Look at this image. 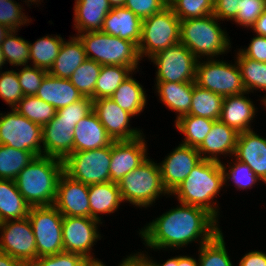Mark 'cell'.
<instances>
[{
  "mask_svg": "<svg viewBox=\"0 0 266 266\" xmlns=\"http://www.w3.org/2000/svg\"><path fill=\"white\" fill-rule=\"evenodd\" d=\"M179 204L139 229L145 246L153 250L180 249L192 242L200 246L221 231L218 220L204 208Z\"/></svg>",
  "mask_w": 266,
  "mask_h": 266,
  "instance_id": "1",
  "label": "cell"
},
{
  "mask_svg": "<svg viewBox=\"0 0 266 266\" xmlns=\"http://www.w3.org/2000/svg\"><path fill=\"white\" fill-rule=\"evenodd\" d=\"M224 186L221 162L202 159L170 196L181 204L204 208L218 220L220 208L214 198Z\"/></svg>",
  "mask_w": 266,
  "mask_h": 266,
  "instance_id": "2",
  "label": "cell"
},
{
  "mask_svg": "<svg viewBox=\"0 0 266 266\" xmlns=\"http://www.w3.org/2000/svg\"><path fill=\"white\" fill-rule=\"evenodd\" d=\"M64 173L63 161L36 156L15 178L18 191L31 206L54 205L58 183Z\"/></svg>",
  "mask_w": 266,
  "mask_h": 266,
  "instance_id": "3",
  "label": "cell"
},
{
  "mask_svg": "<svg viewBox=\"0 0 266 266\" xmlns=\"http://www.w3.org/2000/svg\"><path fill=\"white\" fill-rule=\"evenodd\" d=\"M213 14L181 21L180 42L199 60L217 58L231 48L227 31ZM202 57V58H201Z\"/></svg>",
  "mask_w": 266,
  "mask_h": 266,
  "instance_id": "4",
  "label": "cell"
},
{
  "mask_svg": "<svg viewBox=\"0 0 266 266\" xmlns=\"http://www.w3.org/2000/svg\"><path fill=\"white\" fill-rule=\"evenodd\" d=\"M82 41L87 59L100 65H121L132 68L135 73L141 61L138 46L131 41L121 39L101 31L76 34ZM137 69V71H136Z\"/></svg>",
  "mask_w": 266,
  "mask_h": 266,
  "instance_id": "5",
  "label": "cell"
},
{
  "mask_svg": "<svg viewBox=\"0 0 266 266\" xmlns=\"http://www.w3.org/2000/svg\"><path fill=\"white\" fill-rule=\"evenodd\" d=\"M148 157L118 183L123 202L134 207H151L161 195H168L161 181L159 163Z\"/></svg>",
  "mask_w": 266,
  "mask_h": 266,
  "instance_id": "6",
  "label": "cell"
},
{
  "mask_svg": "<svg viewBox=\"0 0 266 266\" xmlns=\"http://www.w3.org/2000/svg\"><path fill=\"white\" fill-rule=\"evenodd\" d=\"M181 21L170 6L142 20L138 51L141 60L180 42ZM145 55V56H144Z\"/></svg>",
  "mask_w": 266,
  "mask_h": 266,
  "instance_id": "7",
  "label": "cell"
},
{
  "mask_svg": "<svg viewBox=\"0 0 266 266\" xmlns=\"http://www.w3.org/2000/svg\"><path fill=\"white\" fill-rule=\"evenodd\" d=\"M28 218L35 236L37 258L64 252L63 215L54 205L30 207Z\"/></svg>",
  "mask_w": 266,
  "mask_h": 266,
  "instance_id": "8",
  "label": "cell"
},
{
  "mask_svg": "<svg viewBox=\"0 0 266 266\" xmlns=\"http://www.w3.org/2000/svg\"><path fill=\"white\" fill-rule=\"evenodd\" d=\"M195 84L223 97L246 93L237 62L215 58L198 60Z\"/></svg>",
  "mask_w": 266,
  "mask_h": 266,
  "instance_id": "9",
  "label": "cell"
},
{
  "mask_svg": "<svg viewBox=\"0 0 266 266\" xmlns=\"http://www.w3.org/2000/svg\"><path fill=\"white\" fill-rule=\"evenodd\" d=\"M111 144L109 146L72 152L64 161V172L86 185L110 182Z\"/></svg>",
  "mask_w": 266,
  "mask_h": 266,
  "instance_id": "10",
  "label": "cell"
},
{
  "mask_svg": "<svg viewBox=\"0 0 266 266\" xmlns=\"http://www.w3.org/2000/svg\"><path fill=\"white\" fill-rule=\"evenodd\" d=\"M150 60L157 66L156 82L195 81L199 59L181 42L157 52Z\"/></svg>",
  "mask_w": 266,
  "mask_h": 266,
  "instance_id": "11",
  "label": "cell"
},
{
  "mask_svg": "<svg viewBox=\"0 0 266 266\" xmlns=\"http://www.w3.org/2000/svg\"><path fill=\"white\" fill-rule=\"evenodd\" d=\"M0 144L42 156V127L15 109L0 113Z\"/></svg>",
  "mask_w": 266,
  "mask_h": 266,
  "instance_id": "12",
  "label": "cell"
},
{
  "mask_svg": "<svg viewBox=\"0 0 266 266\" xmlns=\"http://www.w3.org/2000/svg\"><path fill=\"white\" fill-rule=\"evenodd\" d=\"M0 252L30 266L37 259L34 232L28 217L0 223Z\"/></svg>",
  "mask_w": 266,
  "mask_h": 266,
  "instance_id": "13",
  "label": "cell"
},
{
  "mask_svg": "<svg viewBox=\"0 0 266 266\" xmlns=\"http://www.w3.org/2000/svg\"><path fill=\"white\" fill-rule=\"evenodd\" d=\"M99 222L90 217L63 216L62 238L64 252L79 254L90 260H98L92 253V247L101 234L98 231ZM98 225V226H97Z\"/></svg>",
  "mask_w": 266,
  "mask_h": 266,
  "instance_id": "14",
  "label": "cell"
},
{
  "mask_svg": "<svg viewBox=\"0 0 266 266\" xmlns=\"http://www.w3.org/2000/svg\"><path fill=\"white\" fill-rule=\"evenodd\" d=\"M201 160L197 148L181 143L165 156L159 166L162 184L169 195L181 185Z\"/></svg>",
  "mask_w": 266,
  "mask_h": 266,
  "instance_id": "15",
  "label": "cell"
},
{
  "mask_svg": "<svg viewBox=\"0 0 266 266\" xmlns=\"http://www.w3.org/2000/svg\"><path fill=\"white\" fill-rule=\"evenodd\" d=\"M93 111L113 141L133 140L144 135L142 130L130 127L134 116L120 108L110 97L93 100Z\"/></svg>",
  "mask_w": 266,
  "mask_h": 266,
  "instance_id": "16",
  "label": "cell"
},
{
  "mask_svg": "<svg viewBox=\"0 0 266 266\" xmlns=\"http://www.w3.org/2000/svg\"><path fill=\"white\" fill-rule=\"evenodd\" d=\"M144 135L133 140H120L111 143L110 182L120 180L140 166L148 156Z\"/></svg>",
  "mask_w": 266,
  "mask_h": 266,
  "instance_id": "17",
  "label": "cell"
},
{
  "mask_svg": "<svg viewBox=\"0 0 266 266\" xmlns=\"http://www.w3.org/2000/svg\"><path fill=\"white\" fill-rule=\"evenodd\" d=\"M88 187L64 172L58 183L54 206L63 216L90 217Z\"/></svg>",
  "mask_w": 266,
  "mask_h": 266,
  "instance_id": "18",
  "label": "cell"
},
{
  "mask_svg": "<svg viewBox=\"0 0 266 266\" xmlns=\"http://www.w3.org/2000/svg\"><path fill=\"white\" fill-rule=\"evenodd\" d=\"M75 121L54 118L42 127V156L64 161L74 152Z\"/></svg>",
  "mask_w": 266,
  "mask_h": 266,
  "instance_id": "19",
  "label": "cell"
},
{
  "mask_svg": "<svg viewBox=\"0 0 266 266\" xmlns=\"http://www.w3.org/2000/svg\"><path fill=\"white\" fill-rule=\"evenodd\" d=\"M233 157L247 164L266 184V138L253 130L239 133Z\"/></svg>",
  "mask_w": 266,
  "mask_h": 266,
  "instance_id": "20",
  "label": "cell"
},
{
  "mask_svg": "<svg viewBox=\"0 0 266 266\" xmlns=\"http://www.w3.org/2000/svg\"><path fill=\"white\" fill-rule=\"evenodd\" d=\"M238 134L220 120L215 121L210 132L197 148L201 159L221 162L219 155H226V157L230 155L233 158Z\"/></svg>",
  "mask_w": 266,
  "mask_h": 266,
  "instance_id": "21",
  "label": "cell"
},
{
  "mask_svg": "<svg viewBox=\"0 0 266 266\" xmlns=\"http://www.w3.org/2000/svg\"><path fill=\"white\" fill-rule=\"evenodd\" d=\"M246 94L225 96L222 102L220 121L233 128L237 133L253 130L252 120L255 118L257 108Z\"/></svg>",
  "mask_w": 266,
  "mask_h": 266,
  "instance_id": "22",
  "label": "cell"
},
{
  "mask_svg": "<svg viewBox=\"0 0 266 266\" xmlns=\"http://www.w3.org/2000/svg\"><path fill=\"white\" fill-rule=\"evenodd\" d=\"M142 19L125 7H114L106 15L101 32L134 42L141 39Z\"/></svg>",
  "mask_w": 266,
  "mask_h": 266,
  "instance_id": "23",
  "label": "cell"
},
{
  "mask_svg": "<svg viewBox=\"0 0 266 266\" xmlns=\"http://www.w3.org/2000/svg\"><path fill=\"white\" fill-rule=\"evenodd\" d=\"M73 136L74 152L100 149L113 142L93 110L76 124Z\"/></svg>",
  "mask_w": 266,
  "mask_h": 266,
  "instance_id": "24",
  "label": "cell"
},
{
  "mask_svg": "<svg viewBox=\"0 0 266 266\" xmlns=\"http://www.w3.org/2000/svg\"><path fill=\"white\" fill-rule=\"evenodd\" d=\"M74 29L77 34L101 31L106 15L112 9L108 0H75Z\"/></svg>",
  "mask_w": 266,
  "mask_h": 266,
  "instance_id": "25",
  "label": "cell"
},
{
  "mask_svg": "<svg viewBox=\"0 0 266 266\" xmlns=\"http://www.w3.org/2000/svg\"><path fill=\"white\" fill-rule=\"evenodd\" d=\"M35 96L51 104L56 110L84 97L69 79L57 78L49 73L45 76Z\"/></svg>",
  "mask_w": 266,
  "mask_h": 266,
  "instance_id": "26",
  "label": "cell"
},
{
  "mask_svg": "<svg viewBox=\"0 0 266 266\" xmlns=\"http://www.w3.org/2000/svg\"><path fill=\"white\" fill-rule=\"evenodd\" d=\"M155 86L160 101L171 111L178 114L176 120L189 114L194 81L182 83L156 82Z\"/></svg>",
  "mask_w": 266,
  "mask_h": 266,
  "instance_id": "27",
  "label": "cell"
},
{
  "mask_svg": "<svg viewBox=\"0 0 266 266\" xmlns=\"http://www.w3.org/2000/svg\"><path fill=\"white\" fill-rule=\"evenodd\" d=\"M90 218L101 222L99 214H110L117 211L123 203L117 183L104 182L88 187Z\"/></svg>",
  "mask_w": 266,
  "mask_h": 266,
  "instance_id": "28",
  "label": "cell"
},
{
  "mask_svg": "<svg viewBox=\"0 0 266 266\" xmlns=\"http://www.w3.org/2000/svg\"><path fill=\"white\" fill-rule=\"evenodd\" d=\"M63 40L59 55L48 73L57 78L69 79L74 71L87 59L82 41L76 35Z\"/></svg>",
  "mask_w": 266,
  "mask_h": 266,
  "instance_id": "29",
  "label": "cell"
},
{
  "mask_svg": "<svg viewBox=\"0 0 266 266\" xmlns=\"http://www.w3.org/2000/svg\"><path fill=\"white\" fill-rule=\"evenodd\" d=\"M30 207L15 181L0 179V222L24 219L28 217Z\"/></svg>",
  "mask_w": 266,
  "mask_h": 266,
  "instance_id": "30",
  "label": "cell"
},
{
  "mask_svg": "<svg viewBox=\"0 0 266 266\" xmlns=\"http://www.w3.org/2000/svg\"><path fill=\"white\" fill-rule=\"evenodd\" d=\"M144 89L139 81H136L131 74V76L121 83L110 98L120 108L133 116H137L144 111L145 105L147 104V95Z\"/></svg>",
  "mask_w": 266,
  "mask_h": 266,
  "instance_id": "31",
  "label": "cell"
},
{
  "mask_svg": "<svg viewBox=\"0 0 266 266\" xmlns=\"http://www.w3.org/2000/svg\"><path fill=\"white\" fill-rule=\"evenodd\" d=\"M223 96L195 84L189 114L217 121L220 119Z\"/></svg>",
  "mask_w": 266,
  "mask_h": 266,
  "instance_id": "32",
  "label": "cell"
},
{
  "mask_svg": "<svg viewBox=\"0 0 266 266\" xmlns=\"http://www.w3.org/2000/svg\"><path fill=\"white\" fill-rule=\"evenodd\" d=\"M64 38L61 35H48L37 39V41L30 43V62L32 66L49 69L59 55Z\"/></svg>",
  "mask_w": 266,
  "mask_h": 266,
  "instance_id": "33",
  "label": "cell"
},
{
  "mask_svg": "<svg viewBox=\"0 0 266 266\" xmlns=\"http://www.w3.org/2000/svg\"><path fill=\"white\" fill-rule=\"evenodd\" d=\"M215 121L201 116L184 115L175 120V127L185 136L181 144L198 148Z\"/></svg>",
  "mask_w": 266,
  "mask_h": 266,
  "instance_id": "34",
  "label": "cell"
},
{
  "mask_svg": "<svg viewBox=\"0 0 266 266\" xmlns=\"http://www.w3.org/2000/svg\"><path fill=\"white\" fill-rule=\"evenodd\" d=\"M135 71L128 66L102 65L95 86V99L109 98Z\"/></svg>",
  "mask_w": 266,
  "mask_h": 266,
  "instance_id": "35",
  "label": "cell"
},
{
  "mask_svg": "<svg viewBox=\"0 0 266 266\" xmlns=\"http://www.w3.org/2000/svg\"><path fill=\"white\" fill-rule=\"evenodd\" d=\"M36 155L30 151L0 144V179L15 180Z\"/></svg>",
  "mask_w": 266,
  "mask_h": 266,
  "instance_id": "36",
  "label": "cell"
},
{
  "mask_svg": "<svg viewBox=\"0 0 266 266\" xmlns=\"http://www.w3.org/2000/svg\"><path fill=\"white\" fill-rule=\"evenodd\" d=\"M246 92H266V63L245 57L238 49L236 60ZM266 95V94H265Z\"/></svg>",
  "mask_w": 266,
  "mask_h": 266,
  "instance_id": "37",
  "label": "cell"
},
{
  "mask_svg": "<svg viewBox=\"0 0 266 266\" xmlns=\"http://www.w3.org/2000/svg\"><path fill=\"white\" fill-rule=\"evenodd\" d=\"M13 109L41 127L49 123L57 112L51 104L36 96H24Z\"/></svg>",
  "mask_w": 266,
  "mask_h": 266,
  "instance_id": "38",
  "label": "cell"
},
{
  "mask_svg": "<svg viewBox=\"0 0 266 266\" xmlns=\"http://www.w3.org/2000/svg\"><path fill=\"white\" fill-rule=\"evenodd\" d=\"M222 230L198 249L199 266H234L226 248Z\"/></svg>",
  "mask_w": 266,
  "mask_h": 266,
  "instance_id": "39",
  "label": "cell"
},
{
  "mask_svg": "<svg viewBox=\"0 0 266 266\" xmlns=\"http://www.w3.org/2000/svg\"><path fill=\"white\" fill-rule=\"evenodd\" d=\"M18 30H10L0 43L5 62L11 66H28L30 62L29 41L17 36Z\"/></svg>",
  "mask_w": 266,
  "mask_h": 266,
  "instance_id": "40",
  "label": "cell"
},
{
  "mask_svg": "<svg viewBox=\"0 0 266 266\" xmlns=\"http://www.w3.org/2000/svg\"><path fill=\"white\" fill-rule=\"evenodd\" d=\"M102 65L94 60L86 59L70 76L73 86L84 96L95 100V86Z\"/></svg>",
  "mask_w": 266,
  "mask_h": 266,
  "instance_id": "41",
  "label": "cell"
},
{
  "mask_svg": "<svg viewBox=\"0 0 266 266\" xmlns=\"http://www.w3.org/2000/svg\"><path fill=\"white\" fill-rule=\"evenodd\" d=\"M231 161L227 165L221 162L224 171V180L226 187L227 183L231 180L236 186L235 188L239 189V191L241 189L247 190L255 186L256 183L260 181L255 172H253L247 164L242 163L236 159H231Z\"/></svg>",
  "mask_w": 266,
  "mask_h": 266,
  "instance_id": "42",
  "label": "cell"
},
{
  "mask_svg": "<svg viewBox=\"0 0 266 266\" xmlns=\"http://www.w3.org/2000/svg\"><path fill=\"white\" fill-rule=\"evenodd\" d=\"M170 7L182 20L206 17L214 12V0H176Z\"/></svg>",
  "mask_w": 266,
  "mask_h": 266,
  "instance_id": "43",
  "label": "cell"
},
{
  "mask_svg": "<svg viewBox=\"0 0 266 266\" xmlns=\"http://www.w3.org/2000/svg\"><path fill=\"white\" fill-rule=\"evenodd\" d=\"M23 97L16 70L0 71V98L13 109Z\"/></svg>",
  "mask_w": 266,
  "mask_h": 266,
  "instance_id": "44",
  "label": "cell"
},
{
  "mask_svg": "<svg viewBox=\"0 0 266 266\" xmlns=\"http://www.w3.org/2000/svg\"><path fill=\"white\" fill-rule=\"evenodd\" d=\"M23 9V6L14 0L0 1V24L10 30H20V26L32 21L22 12Z\"/></svg>",
  "mask_w": 266,
  "mask_h": 266,
  "instance_id": "45",
  "label": "cell"
},
{
  "mask_svg": "<svg viewBox=\"0 0 266 266\" xmlns=\"http://www.w3.org/2000/svg\"><path fill=\"white\" fill-rule=\"evenodd\" d=\"M47 74V70L31 66V64L17 71L24 96H35Z\"/></svg>",
  "mask_w": 266,
  "mask_h": 266,
  "instance_id": "46",
  "label": "cell"
},
{
  "mask_svg": "<svg viewBox=\"0 0 266 266\" xmlns=\"http://www.w3.org/2000/svg\"><path fill=\"white\" fill-rule=\"evenodd\" d=\"M265 9L266 0H242L240 10L233 21L244 28H251Z\"/></svg>",
  "mask_w": 266,
  "mask_h": 266,
  "instance_id": "47",
  "label": "cell"
},
{
  "mask_svg": "<svg viewBox=\"0 0 266 266\" xmlns=\"http://www.w3.org/2000/svg\"><path fill=\"white\" fill-rule=\"evenodd\" d=\"M93 110V99L84 96L82 99L57 110L59 120L75 121L77 124L82 118Z\"/></svg>",
  "mask_w": 266,
  "mask_h": 266,
  "instance_id": "48",
  "label": "cell"
},
{
  "mask_svg": "<svg viewBox=\"0 0 266 266\" xmlns=\"http://www.w3.org/2000/svg\"><path fill=\"white\" fill-rule=\"evenodd\" d=\"M90 261L79 254L61 252L37 258L30 266H87Z\"/></svg>",
  "mask_w": 266,
  "mask_h": 266,
  "instance_id": "49",
  "label": "cell"
},
{
  "mask_svg": "<svg viewBox=\"0 0 266 266\" xmlns=\"http://www.w3.org/2000/svg\"><path fill=\"white\" fill-rule=\"evenodd\" d=\"M124 7L143 20L162 11L167 5L164 0H125Z\"/></svg>",
  "mask_w": 266,
  "mask_h": 266,
  "instance_id": "50",
  "label": "cell"
},
{
  "mask_svg": "<svg viewBox=\"0 0 266 266\" xmlns=\"http://www.w3.org/2000/svg\"><path fill=\"white\" fill-rule=\"evenodd\" d=\"M241 1L242 0H214L213 15L217 17L219 21H233L240 10Z\"/></svg>",
  "mask_w": 266,
  "mask_h": 266,
  "instance_id": "51",
  "label": "cell"
},
{
  "mask_svg": "<svg viewBox=\"0 0 266 266\" xmlns=\"http://www.w3.org/2000/svg\"><path fill=\"white\" fill-rule=\"evenodd\" d=\"M248 47L240 52L247 58L266 63V37L255 34Z\"/></svg>",
  "mask_w": 266,
  "mask_h": 266,
  "instance_id": "52",
  "label": "cell"
},
{
  "mask_svg": "<svg viewBox=\"0 0 266 266\" xmlns=\"http://www.w3.org/2000/svg\"><path fill=\"white\" fill-rule=\"evenodd\" d=\"M239 266H266V253L259 250L250 251L240 259Z\"/></svg>",
  "mask_w": 266,
  "mask_h": 266,
  "instance_id": "53",
  "label": "cell"
},
{
  "mask_svg": "<svg viewBox=\"0 0 266 266\" xmlns=\"http://www.w3.org/2000/svg\"><path fill=\"white\" fill-rule=\"evenodd\" d=\"M118 266H150V264L136 252L122 259Z\"/></svg>",
  "mask_w": 266,
  "mask_h": 266,
  "instance_id": "54",
  "label": "cell"
},
{
  "mask_svg": "<svg viewBox=\"0 0 266 266\" xmlns=\"http://www.w3.org/2000/svg\"><path fill=\"white\" fill-rule=\"evenodd\" d=\"M251 29L257 35L266 37V9L261 14V16L256 20Z\"/></svg>",
  "mask_w": 266,
  "mask_h": 266,
  "instance_id": "55",
  "label": "cell"
},
{
  "mask_svg": "<svg viewBox=\"0 0 266 266\" xmlns=\"http://www.w3.org/2000/svg\"><path fill=\"white\" fill-rule=\"evenodd\" d=\"M138 253L150 264V266H178V256L171 257L163 263H157V261H154L152 257L147 256V253L144 254L143 251Z\"/></svg>",
  "mask_w": 266,
  "mask_h": 266,
  "instance_id": "56",
  "label": "cell"
},
{
  "mask_svg": "<svg viewBox=\"0 0 266 266\" xmlns=\"http://www.w3.org/2000/svg\"><path fill=\"white\" fill-rule=\"evenodd\" d=\"M0 266H26L22 261L0 252Z\"/></svg>",
  "mask_w": 266,
  "mask_h": 266,
  "instance_id": "57",
  "label": "cell"
},
{
  "mask_svg": "<svg viewBox=\"0 0 266 266\" xmlns=\"http://www.w3.org/2000/svg\"><path fill=\"white\" fill-rule=\"evenodd\" d=\"M178 266H199V261L189 255H178Z\"/></svg>",
  "mask_w": 266,
  "mask_h": 266,
  "instance_id": "58",
  "label": "cell"
},
{
  "mask_svg": "<svg viewBox=\"0 0 266 266\" xmlns=\"http://www.w3.org/2000/svg\"><path fill=\"white\" fill-rule=\"evenodd\" d=\"M10 32V29L3 25L0 24V43L4 40L5 36Z\"/></svg>",
  "mask_w": 266,
  "mask_h": 266,
  "instance_id": "59",
  "label": "cell"
},
{
  "mask_svg": "<svg viewBox=\"0 0 266 266\" xmlns=\"http://www.w3.org/2000/svg\"><path fill=\"white\" fill-rule=\"evenodd\" d=\"M108 3L111 6V8L124 7L125 0H108Z\"/></svg>",
  "mask_w": 266,
  "mask_h": 266,
  "instance_id": "60",
  "label": "cell"
},
{
  "mask_svg": "<svg viewBox=\"0 0 266 266\" xmlns=\"http://www.w3.org/2000/svg\"><path fill=\"white\" fill-rule=\"evenodd\" d=\"M87 266H107L101 260H91Z\"/></svg>",
  "mask_w": 266,
  "mask_h": 266,
  "instance_id": "61",
  "label": "cell"
},
{
  "mask_svg": "<svg viewBox=\"0 0 266 266\" xmlns=\"http://www.w3.org/2000/svg\"><path fill=\"white\" fill-rule=\"evenodd\" d=\"M5 64H7L5 62L4 56H3V52L0 46V71L2 70V66H4Z\"/></svg>",
  "mask_w": 266,
  "mask_h": 266,
  "instance_id": "62",
  "label": "cell"
},
{
  "mask_svg": "<svg viewBox=\"0 0 266 266\" xmlns=\"http://www.w3.org/2000/svg\"><path fill=\"white\" fill-rule=\"evenodd\" d=\"M40 1H41V0H25L24 2L27 3V6H30L29 4H30V3L32 4V2H33V4H35V3L37 4L38 2L41 3ZM42 1H43V0H42ZM29 2H30V3H29Z\"/></svg>",
  "mask_w": 266,
  "mask_h": 266,
  "instance_id": "63",
  "label": "cell"
},
{
  "mask_svg": "<svg viewBox=\"0 0 266 266\" xmlns=\"http://www.w3.org/2000/svg\"><path fill=\"white\" fill-rule=\"evenodd\" d=\"M174 1H176V0H164L165 4L167 6H170Z\"/></svg>",
  "mask_w": 266,
  "mask_h": 266,
  "instance_id": "64",
  "label": "cell"
},
{
  "mask_svg": "<svg viewBox=\"0 0 266 266\" xmlns=\"http://www.w3.org/2000/svg\"><path fill=\"white\" fill-rule=\"evenodd\" d=\"M261 102L263 103L261 105H264L265 106L264 108L266 109V96L265 95L262 97Z\"/></svg>",
  "mask_w": 266,
  "mask_h": 266,
  "instance_id": "65",
  "label": "cell"
}]
</instances>
